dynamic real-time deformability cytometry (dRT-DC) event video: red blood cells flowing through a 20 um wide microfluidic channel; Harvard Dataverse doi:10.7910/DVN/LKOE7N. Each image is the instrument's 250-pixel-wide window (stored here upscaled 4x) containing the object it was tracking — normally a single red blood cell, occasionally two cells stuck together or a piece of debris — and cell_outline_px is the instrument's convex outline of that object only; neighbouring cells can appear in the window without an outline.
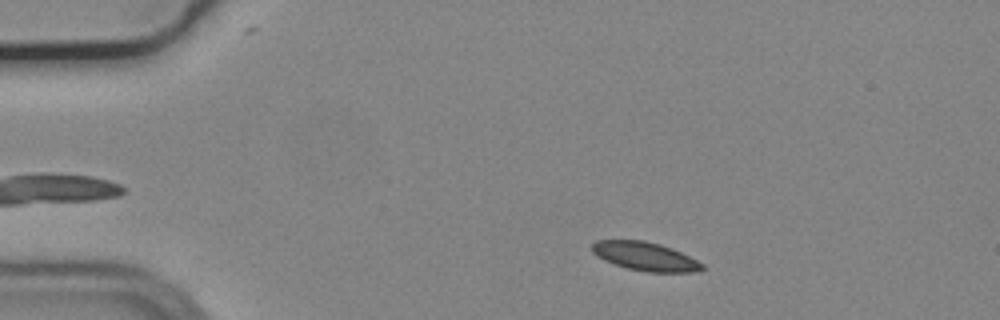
{"species": "common noctule bat (a hibernating species)", "species_latin": "Nyctalus noctula", "temperature_condition": "cold", "stored_images_in_passage": 52, "camera_frame_rate_fps": 3000, "um_per_image_px": 0.085, "animal": {"sex": "male", "body_mass_g": 19.2, "forearm_length_mm": 51.8}, "frame": {"image": 1, "passage_image": 6, "time_ms": 1.667, "image_size_px": [1000, 320], "cell_outline_px": [[704, 268], [696, 272], [648, 272], [628, 268], [604, 260], [596, 256], [592, 252], [592, 244], [596, 240], [644, 240], [660, 244], [672, 248], [704, 264]], "centroid_in_image_um": [54.83, 21.78], "position_along_channel_um": 30.2, "area_um2": 18.26}}
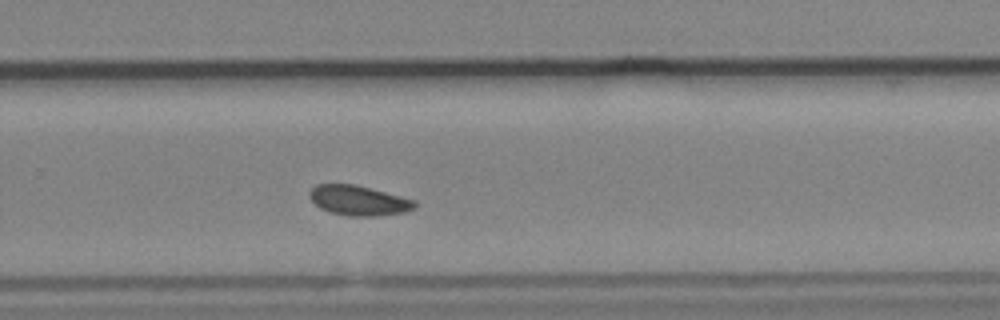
{"frame": {"image": 2, "passage_image": 33, "time_ms": 10.667, "image_size_px": [1000, 320], "cell_outline_px": [[416, 208], [404, 212], [376, 216], [348, 216], [332, 212], [320, 208], [312, 200], [308, 192], [316, 184], [356, 184], [416, 200]], "centroid_in_image_um": [30.5, 17.03], "position_along_channel_um": 299.3, "area_um2": 18.32}}
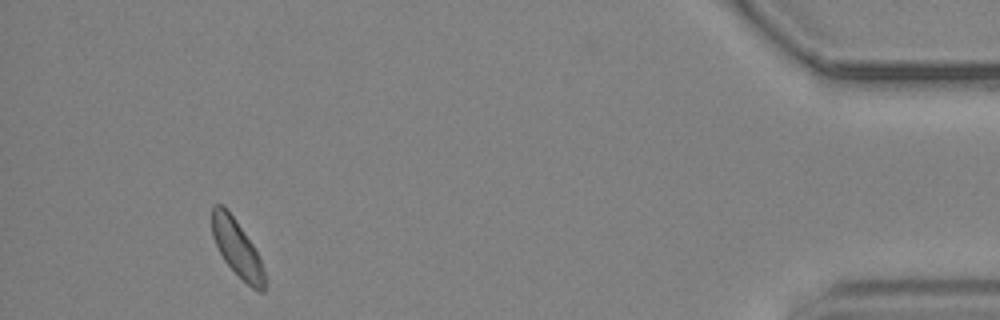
{"frame": {"image": 3, "passage_image": 48, "time_ms": 15.667, "image_size_px": [1000, 320], "cell_outline_px": [[264, 292], [260, 292], [252, 288], [224, 260], [212, 236], [212, 204], [224, 204], [252, 244], [260, 260], [264, 272]], "centroid_in_image_um": [20.11, 21.05], "position_along_channel_um": 415.1, "area_um2": 16.88}, "authors_computed_cell_mechanics": {"area_um2": 18.2937, "velocity_mm_per_s": 3.6571, "shape_relaxation_time_tau1_ms": 2.0998, "shape_relaxation_time_tau2_ms": null, "deformation_change_tau1": 0.0679, "deformation_change_tau2": null}}